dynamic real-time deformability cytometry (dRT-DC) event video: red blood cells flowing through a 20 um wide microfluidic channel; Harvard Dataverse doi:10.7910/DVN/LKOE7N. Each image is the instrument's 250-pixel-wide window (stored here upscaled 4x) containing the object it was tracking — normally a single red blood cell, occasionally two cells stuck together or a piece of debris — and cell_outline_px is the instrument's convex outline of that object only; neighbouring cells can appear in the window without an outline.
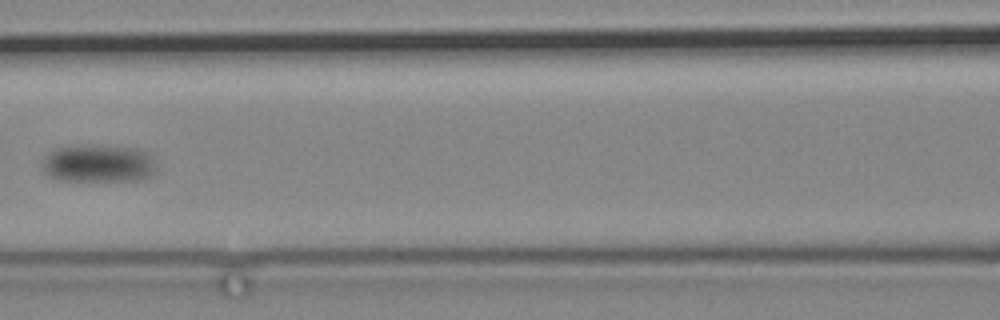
{"species": "common noctule bat (a hibernating species)", "species_latin": "Nyctalus noctula", "temperature_condition": "cold", "stored_images_in_passage": 9, "camera_frame_rate_fps": 3000, "um_per_image_px": 0.085, "animal": {"sex": "male", "body_mass_g": 19.2, "forearm_length_mm": 51.8}, "frame": {"image": 1, "passage_image": 7, "time_ms": 7.333, "image_size_px": [1000, 320], "cell_outline_px": [[152, 172], [136, 180], [56, 180], [48, 176], [44, 172], [44, 156], [48, 152], [56, 148], [68, 144], [88, 144], [136, 148], [148, 152], [152, 160]], "centroid_in_image_um": [8.24, 13.85], "position_along_channel_um": 158.4, "area_um2": 24.97}}
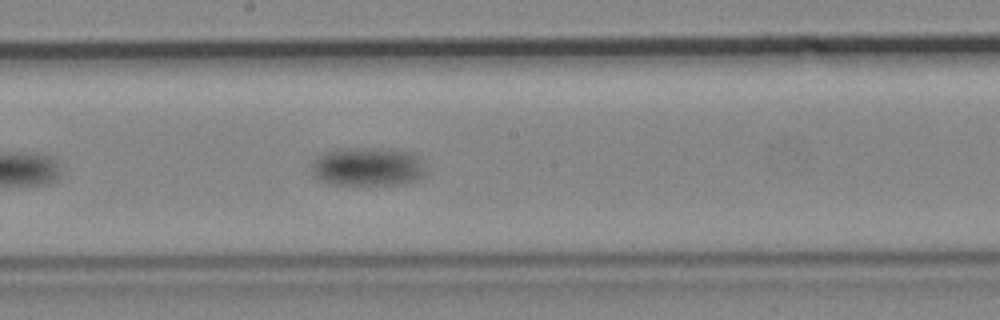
{"frame": {"image": 2, "passage_image": 9, "time_ms": 9.667, "image_size_px": [1000, 320], "cell_outline_px": [[424, 176], [408, 184], [324, 184], [316, 180], [312, 176], [312, 160], [320, 152], [336, 148], [392, 148], [412, 152], [420, 156], [424, 168]], "centroid_in_image_um": [31.2, 14.15], "position_along_channel_um": 217.0, "area_um2": 26.65}}